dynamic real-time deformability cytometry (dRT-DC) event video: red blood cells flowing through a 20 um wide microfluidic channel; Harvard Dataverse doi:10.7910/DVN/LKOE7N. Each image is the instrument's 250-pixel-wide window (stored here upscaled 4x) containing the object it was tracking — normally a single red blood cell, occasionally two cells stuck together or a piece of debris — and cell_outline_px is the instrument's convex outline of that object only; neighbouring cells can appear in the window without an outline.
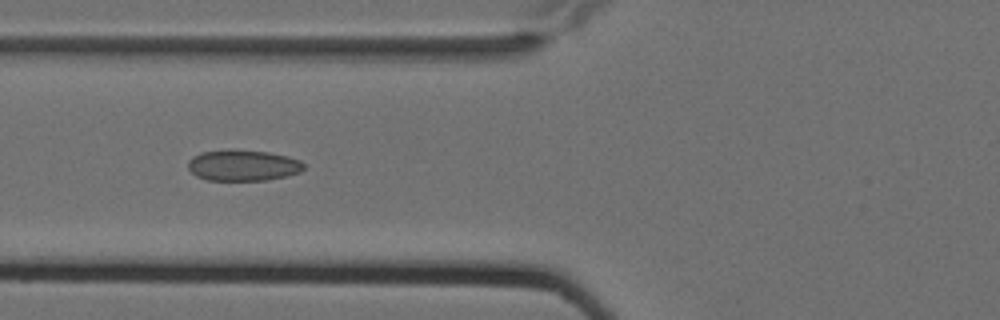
{"species": "Egyptian fruit bat (a non-hibernating species)", "species_latin": "Rousettus aegyptiacus", "temperature_condition": "cold", "stored_images_in_passage": 7, "camera_frame_rate_fps": 3000, "um_per_image_px": 0.085, "animal": {"sex": "female"}, "frame": {"image": 1, "passage_image": 7, "time_ms": 2.0, "image_size_px": [1000, 320], "cell_outline_px": [[304, 168], [300, 172], [268, 180], [208, 180], [196, 176], [188, 168], [188, 160], [192, 156], [200, 152], [268, 152], [288, 156], [300, 160], [304, 164]], "centroid_in_image_um": [20.66, 14.09], "position_along_channel_um": 105.1, "area_um2": 20.23}}